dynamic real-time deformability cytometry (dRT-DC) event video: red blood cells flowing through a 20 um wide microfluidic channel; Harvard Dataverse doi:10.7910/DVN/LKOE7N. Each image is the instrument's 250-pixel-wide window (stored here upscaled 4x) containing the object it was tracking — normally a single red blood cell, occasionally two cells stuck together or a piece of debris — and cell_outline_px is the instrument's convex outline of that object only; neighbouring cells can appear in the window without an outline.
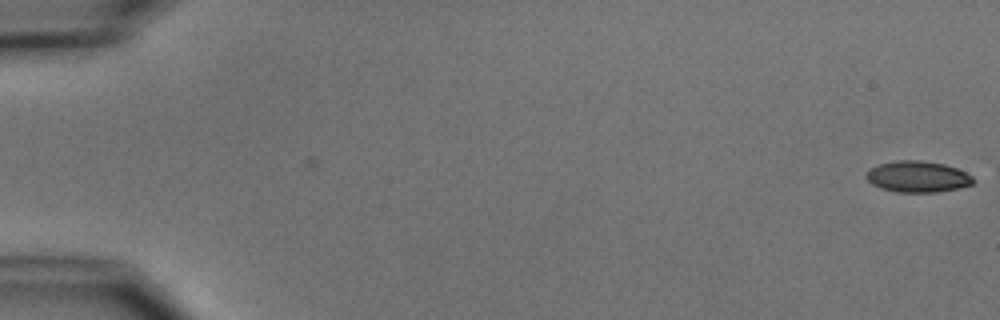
{"species": "common noctule bat (a hibernating species)", "species_latin": "Nyctalus noctula", "temperature_condition": "cold", "stored_images_in_passage": 5, "camera_frame_rate_fps": 3000, "um_per_image_px": 0.085, "animal": {"sex": "male", "body_mass_g": 15.6}, "frame": {"image": 1, "passage_image": 5, "time_ms": 1.333, "image_size_px": [1000, 320], "cell_outline_px": [[972, 184], [960, 188], [936, 192], [896, 192], [880, 188], [872, 184], [864, 176], [872, 168], [880, 164], [896, 160], [920, 160], [944, 164], [956, 168], [972, 176]], "centroid_in_image_um": [77.98, 15.02], "position_along_channel_um": 7.0, "area_um2": 19.31}}